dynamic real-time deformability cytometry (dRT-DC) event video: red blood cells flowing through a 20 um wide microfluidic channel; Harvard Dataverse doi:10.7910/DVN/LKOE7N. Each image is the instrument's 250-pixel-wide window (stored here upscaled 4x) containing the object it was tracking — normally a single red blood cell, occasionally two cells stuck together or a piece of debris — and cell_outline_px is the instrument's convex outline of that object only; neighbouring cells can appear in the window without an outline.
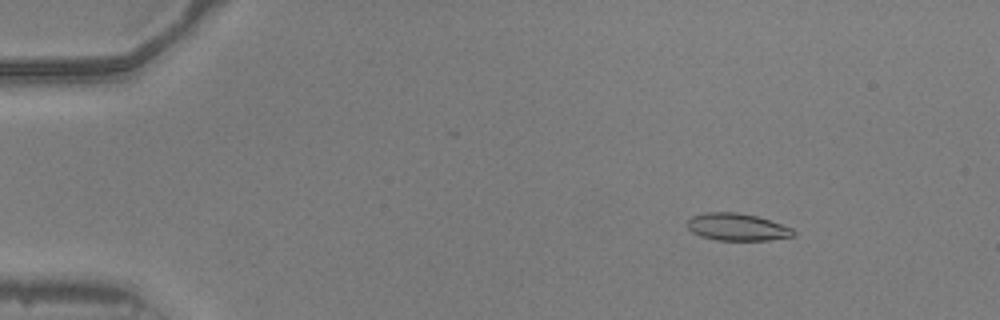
{"species": "common noctule bat (a hibernating species)", "species_latin": "Nyctalus noctula", "temperature_condition": "warm", "stored_images_in_passage": 53, "camera_frame_rate_fps": 3000, "um_per_image_px": 0.085, "animal": {"sex": "male", "body_mass_g": 20.5, "forearm_length_mm": 52.5}, "frame": {"image": 1, "passage_image": 8, "time_ms": 2.333, "image_size_px": [1000, 320], "cell_outline_px": [[796, 236], [768, 240], [716, 240], [700, 236], [692, 232], [688, 228], [688, 220], [692, 216], [704, 212], [740, 212], [756, 216], [792, 228], [796, 232]], "centroid_in_image_um": [62.65, 19.3], "position_along_channel_um": 22.3, "area_um2": 16.88}}
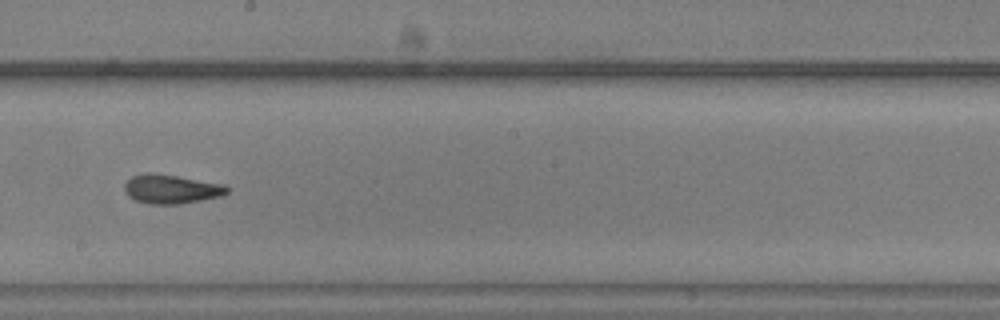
{"frame": {"image": 2, "passage_image": 31, "time_ms": 10.0, "image_size_px": [1000, 320], "cell_outline_px": [[232, 188], [228, 192], [220, 196], [180, 204], [152, 204], [136, 200], [128, 196], [124, 188], [124, 184], [132, 176], [144, 172], [152, 172], [224, 184]], "centroid_in_image_um": [14.56, 16.06], "position_along_channel_um": 233.6, "area_um2": 17.34}}
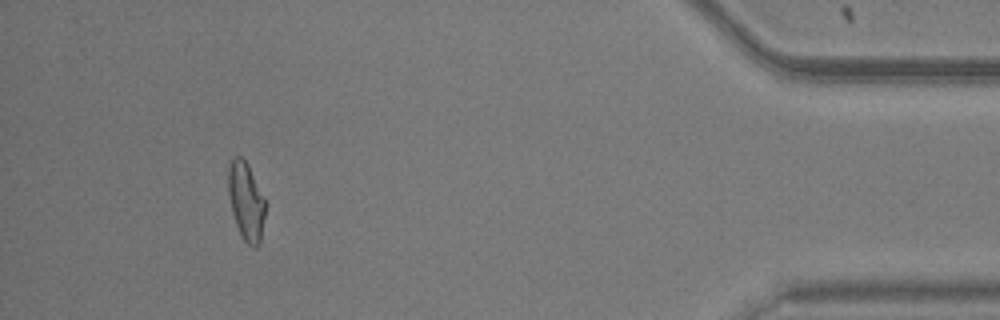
{"frame": {"image": 3, "passage_image": 49, "time_ms": 16.0, "image_size_px": [1000, 320], "cell_outline_px": [[264, 216], [260, 244], [256, 248], [252, 248], [244, 240], [236, 224], [232, 212], [228, 192], [228, 168], [232, 160], [236, 156], [240, 156], [248, 164], [264, 200]], "centroid_in_image_um": [20.9, 17.13], "position_along_channel_um": 414.3, "area_um2": 16.47}, "authors_computed_cell_mechanics": {"area_um2": 16.9354, "velocity_mm_per_s": 3.9586, "shape_relaxation_time_tau1_ms": 6.9134, "shape_relaxation_time_tau2_ms": 2.3753, "deformation_change_tau1": 0.2231, "deformation_change_tau2": 0.0981}}